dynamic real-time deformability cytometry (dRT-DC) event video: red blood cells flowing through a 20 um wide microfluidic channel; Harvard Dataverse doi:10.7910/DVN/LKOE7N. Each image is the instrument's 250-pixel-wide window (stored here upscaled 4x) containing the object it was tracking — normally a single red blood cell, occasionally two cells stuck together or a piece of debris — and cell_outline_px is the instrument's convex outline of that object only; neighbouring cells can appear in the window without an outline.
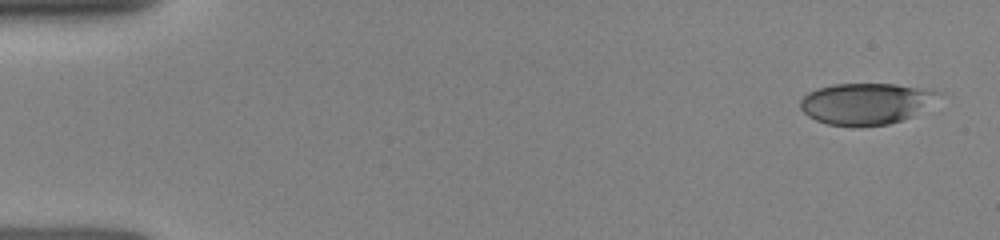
{"species": "human", "species_latin": "Homo sapiens", "temperature_condition": "room temperature", "stored_images_in_passage": 41, "camera_frame_rate_fps": 3000, "um_per_image_px": 0.085, "donor": {"sex": "female"}, "frame": {"image": 1, "passage_image": 1, "time_ms": 0.0, "image_size_px": [1000, 240], "cell_outline_px": [[944, 92], [912, 116], [888, 124], [852, 128], [828, 124], [816, 120], [808, 116], [800, 108], [800, 100], [808, 92], [816, 88], [832, 84], [896, 84], [928, 88]], "centroid_in_image_um": [73.57, 8.81], "position_along_channel_um": 11.4, "area_um2": 33.52}}
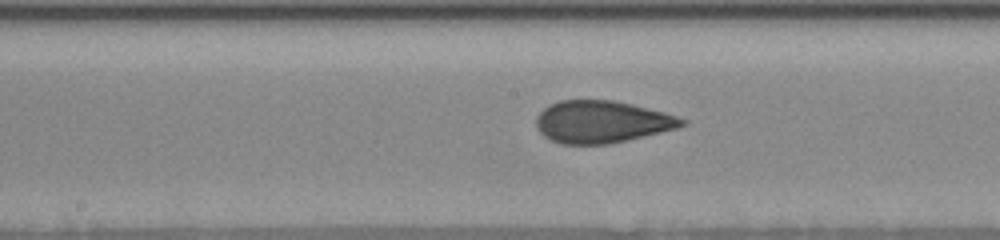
{"frame": {"image": 2, "passage_image": 21, "time_ms": 7.667, "image_size_px": [1000, 240], "cell_outline_px": [[688, 124], [676, 128], [628, 140], [608, 144], [560, 144], [544, 136], [536, 128], [536, 116], [548, 104], [560, 100], [612, 100], [632, 104], [664, 112], [688, 120]], "centroid_in_image_um": [51.14, 10.35], "position_along_channel_um": 197.1, "area_um2": 35.89}}
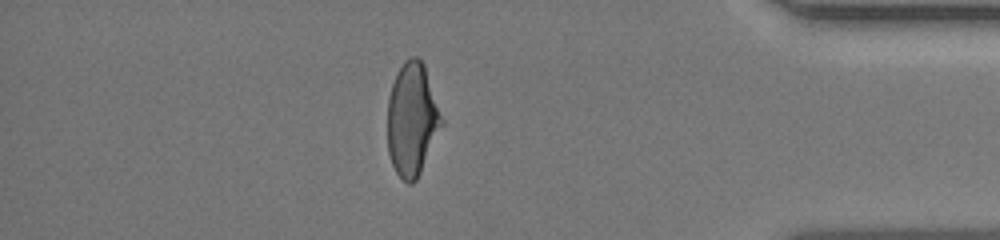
{"frame": {"image": 3, "passage_image": 36, "time_ms": 13.333, "image_size_px": [1000, 240], "cell_outline_px": [[444, 124], [416, 180], [412, 184], [408, 184], [396, 172], [392, 164], [388, 152], [388, 96], [396, 72], [404, 60], [412, 56], [416, 56], [424, 64], [444, 120]], "centroid_in_image_um": [35.04, 10.13], "position_along_channel_um": 400.2, "area_um2": 35.78}}